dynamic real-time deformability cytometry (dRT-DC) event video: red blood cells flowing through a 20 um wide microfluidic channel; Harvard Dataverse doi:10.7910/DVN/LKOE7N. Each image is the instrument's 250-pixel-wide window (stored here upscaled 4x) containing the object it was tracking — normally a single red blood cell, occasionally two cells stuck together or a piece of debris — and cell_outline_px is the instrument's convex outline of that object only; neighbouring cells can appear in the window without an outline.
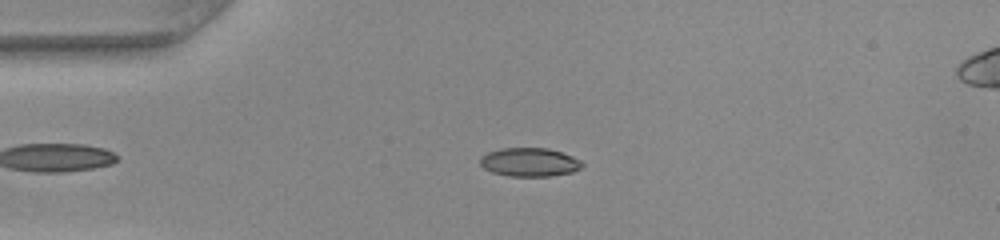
{"species": "common noctule bat (a hibernating species)", "species_latin": "Nyctalus noctula", "temperature_condition": "warm", "stored_images_in_passage": 50, "camera_frame_rate_fps": 3000, "um_per_image_px": 0.085, "animal": {"sex": "female", "body_mass_g": 22.0, "forearm_length_mm": 56.7}, "frame": {"image": 1, "passage_image": 12, "time_ms": 3.667, "image_size_px": [1000, 240], "cell_outline_px": [[584, 164], [580, 168], [572, 172], [548, 176], [508, 176], [492, 172], [484, 168], [480, 164], [480, 156], [488, 152], [500, 148], [548, 148], [572, 156], [580, 160]], "centroid_in_image_um": [44.98, 13.78], "position_along_channel_um": 40.0, "area_um2": 16.99}}
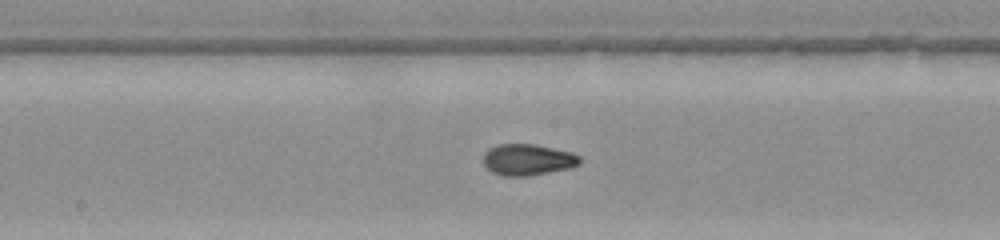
{"frame": {"image": 2, "passage_image": 26, "time_ms": 8.333, "image_size_px": [1000, 240], "cell_outline_px": [[580, 164], [572, 168], [528, 176], [504, 176], [492, 172], [484, 164], [484, 152], [488, 148], [500, 144], [536, 144], [572, 152], [580, 156]], "centroid_in_image_um": [44.88, 13.57], "position_along_channel_um": 203.3, "area_um2": 17.74}}
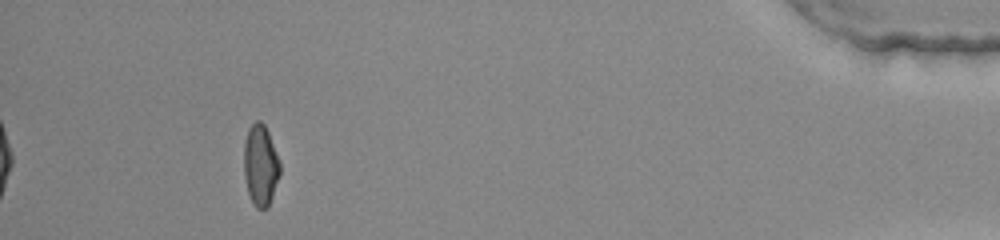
{"frame": {"image": 3, "passage_image": 46, "time_ms": 15.0, "image_size_px": [1000, 240], "cell_outline_px": [[280, 176], [268, 208], [256, 208], [248, 192], [244, 176], [244, 140], [248, 128], [256, 120], [260, 120], [264, 124], [268, 132], [280, 160]], "centroid_in_image_um": [22.15, 14.02], "position_along_channel_um": 413.1, "area_um2": 17.17}, "authors_computed_cell_mechanics": {"area_um2": 17.0799, "velocity_mm_per_s": 4.1124, "shape_relaxation_time_tau1_ms": 4.5013, "shape_relaxation_time_tau2_ms": 1.2572, "deformation_change_tau1": 0.1868, "deformation_change_tau2": 0.0619}}